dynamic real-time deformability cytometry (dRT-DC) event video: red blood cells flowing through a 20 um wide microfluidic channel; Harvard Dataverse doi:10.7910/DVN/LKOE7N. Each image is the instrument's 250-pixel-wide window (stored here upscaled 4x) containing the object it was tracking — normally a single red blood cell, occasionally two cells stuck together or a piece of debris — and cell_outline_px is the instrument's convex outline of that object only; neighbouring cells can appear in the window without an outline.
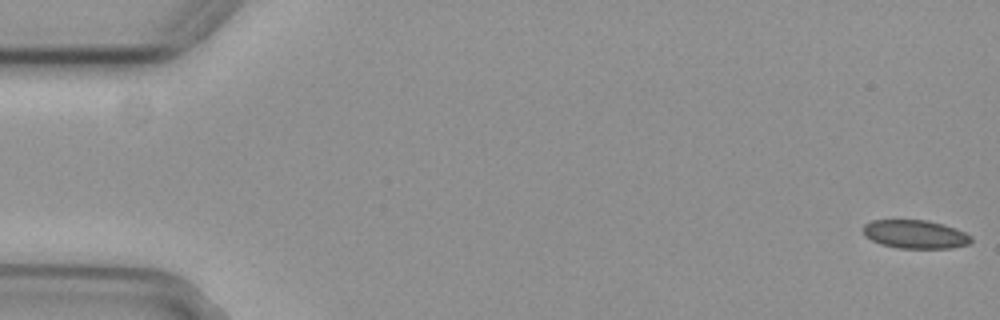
{"species": "common noctule bat (a hibernating species)", "species_latin": "Nyctalus noctula", "temperature_condition": "cold", "stored_images_in_passage": 55, "camera_frame_rate_fps": 3000, "um_per_image_px": 0.085, "animal": {"sex": "female", "body_mass_g": 29.2, "forearm_length_mm": 56.3}, "frame": {"image": 1, "passage_image": 1, "time_ms": 0.0, "image_size_px": [1000, 320], "cell_outline_px": [[972, 240], [968, 244], [952, 248], [896, 248], [880, 244], [864, 236], [864, 224], [872, 220], [924, 220], [944, 224], [956, 228], [972, 236]], "centroid_in_image_um": [77.79, 19.91], "position_along_channel_um": 7.2, "area_um2": 17.98}}
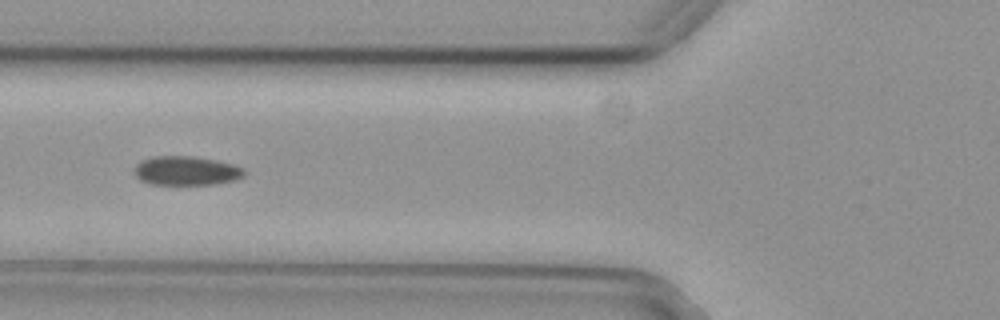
{"frame": {"image": 2, "passage_image": 21, "time_ms": 6.667, "image_size_px": [1000, 320], "cell_outline_px": [[244, 176], [236, 180], [216, 184], [148, 184], [140, 180], [136, 176], [136, 164], [140, 160], [152, 156], [192, 156], [216, 160], [232, 164], [244, 168]], "centroid_in_image_um": [15.83, 14.51], "position_along_channel_um": 110.0, "area_um2": 18.67}}
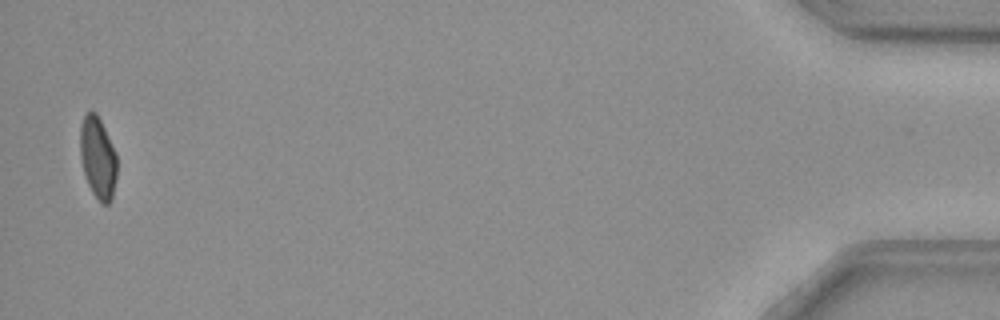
{"frame": {"image": 3, "passage_image": 54, "time_ms": 17.667, "image_size_px": [1000, 320], "cell_outline_px": [[116, 176], [112, 200], [108, 204], [100, 204], [92, 192], [88, 184], [84, 172], [80, 156], [80, 124], [84, 116], [88, 112], [96, 112], [116, 152]], "centroid_in_image_um": [8.31, 13.43], "position_along_channel_um": 426.9, "area_um2": 17.51}}